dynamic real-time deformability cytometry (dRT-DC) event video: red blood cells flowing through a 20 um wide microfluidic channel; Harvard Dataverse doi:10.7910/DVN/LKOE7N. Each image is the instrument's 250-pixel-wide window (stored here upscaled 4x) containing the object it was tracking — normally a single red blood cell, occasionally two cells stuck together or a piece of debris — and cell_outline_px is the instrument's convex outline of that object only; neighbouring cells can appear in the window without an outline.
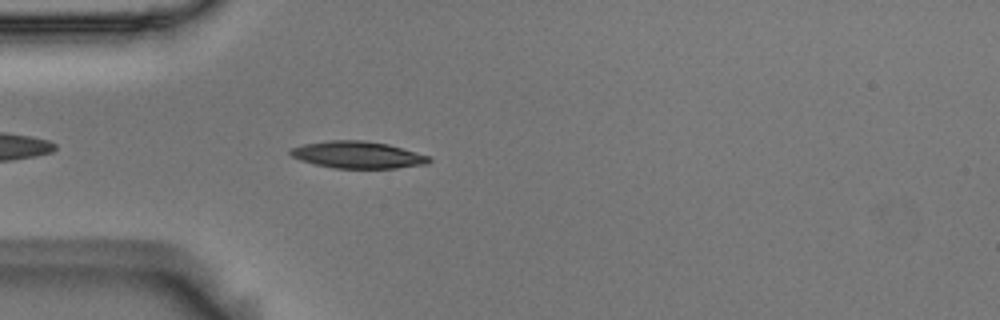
{"species": "Egyptian fruit bat (a non-hibernating species)", "species_latin": "Rousettus aegyptiacus", "temperature_condition": "room temperature", "stored_images_in_passage": 43, "camera_frame_rate_fps": 3000, "um_per_image_px": 0.085, "animal": {"sex": "male"}, "frame": {"image": 1, "passage_image": 4, "time_ms": 1.0, "image_size_px": [1000, 320], "cell_outline_px": [[432, 160], [428, 164], [396, 168], [332, 168], [300, 160], [292, 156], [288, 152], [292, 148], [304, 144], [332, 140], [364, 140], [388, 144], [416, 152], [428, 156]], "centroid_in_image_um": [30.42, 13.16], "position_along_channel_um": 54.6, "area_um2": 21.68}}
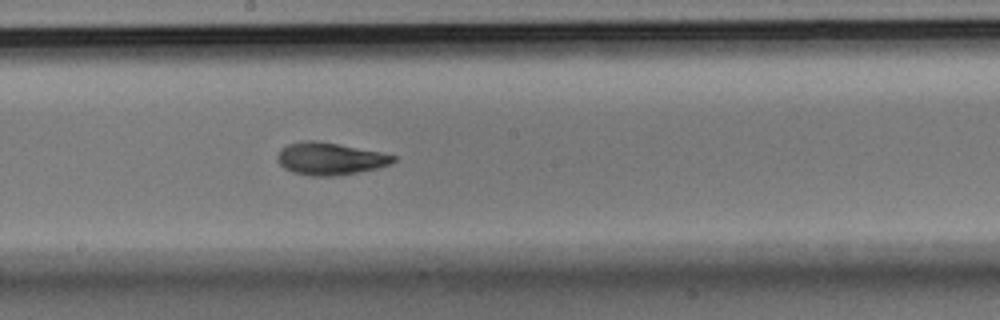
{"frame": {"image": 2, "passage_image": 18, "time_ms": 5.667, "image_size_px": [1000, 320], "cell_outline_px": [[396, 160], [392, 164], [376, 168], [336, 176], [308, 176], [292, 172], [284, 168], [276, 160], [276, 156], [280, 148], [288, 144], [304, 140], [316, 140], [340, 144], [380, 152], [396, 156]], "centroid_in_image_um": [28.0, 13.48], "position_along_channel_um": 220.2, "area_um2": 22.02}}
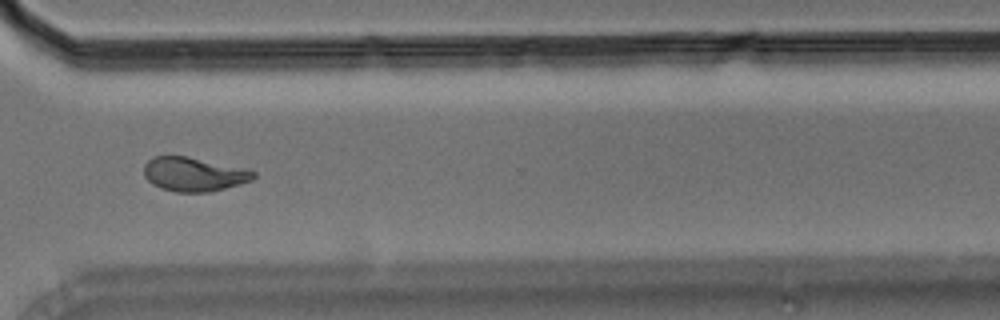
{"frame": {"image": 3, "passage_image": 29, "time_ms": 9.333, "image_size_px": [1000, 320], "cell_outline_px": [[256, 176], [252, 180], [240, 184], [208, 192], [176, 192], [160, 188], [152, 184], [144, 176], [144, 164], [152, 156], [188, 156], [248, 168], [256, 172]], "centroid_in_image_um": [16.49, 14.8], "position_along_channel_um": 354.1, "area_um2": 22.02}, "authors_computed_cell_mechanics": {"area_um2": 21.386, "velocity_mm_per_s": 3.6613, "shape_relaxation_time_tau1_ms": 3.5032, "shape_relaxation_time_tau2_ms": 2.2749, "deformation_change_tau1": 0.1683, "deformation_change_tau2": 0.0902}}